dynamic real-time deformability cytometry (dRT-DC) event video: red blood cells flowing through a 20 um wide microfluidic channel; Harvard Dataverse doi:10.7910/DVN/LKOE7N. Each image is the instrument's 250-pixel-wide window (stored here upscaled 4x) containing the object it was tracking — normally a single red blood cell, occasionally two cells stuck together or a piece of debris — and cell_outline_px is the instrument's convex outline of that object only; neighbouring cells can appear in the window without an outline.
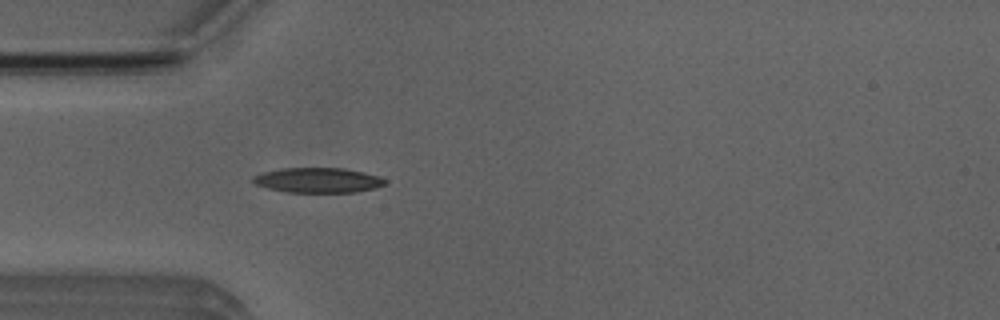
{"species": "Egyptian fruit bat (a non-hibernating species)", "species_latin": "Rousettus aegyptiacus", "temperature_condition": "room temperature", "stored_images_in_passage": 4, "camera_frame_rate_fps": 3000, "um_per_image_px": 0.085, "animal": {"sex": "male"}, "frame": {"image": 1, "passage_image": 4, "time_ms": 3.667, "image_size_px": [1000, 320], "cell_outline_px": [[388, 180], [384, 184], [376, 188], [356, 192], [288, 192], [268, 188], [256, 184], [252, 180], [252, 176], [264, 172], [284, 168], [344, 168], [364, 172], [380, 176]], "centroid_in_image_um": [27.07, 15.31], "position_along_channel_um": 57.9, "area_um2": 19.19}}